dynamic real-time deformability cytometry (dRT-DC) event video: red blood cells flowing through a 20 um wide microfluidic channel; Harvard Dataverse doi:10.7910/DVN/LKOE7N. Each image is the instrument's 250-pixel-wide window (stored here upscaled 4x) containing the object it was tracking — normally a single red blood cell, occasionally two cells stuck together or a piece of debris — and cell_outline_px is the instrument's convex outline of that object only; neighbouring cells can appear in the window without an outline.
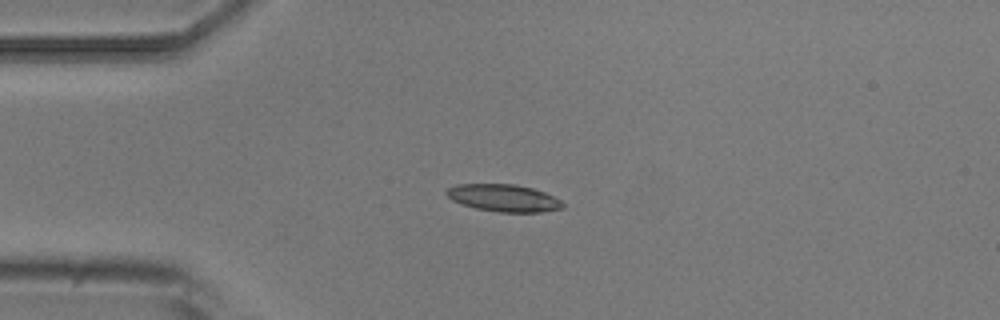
{"species": "common noctule bat (a hibernating species)", "species_latin": "Nyctalus noctula", "temperature_condition": "room temperature", "stored_images_in_passage": 7, "camera_frame_rate_fps": 3000, "um_per_image_px": 0.085, "animal": {"sex": "male", "body_mass_g": 20.5, "forearm_length_mm": 52.5}, "frame": {"image": 1, "passage_image": 3, "time_ms": 2.333, "image_size_px": [1000, 320], "cell_outline_px": [[564, 208], [540, 212], [500, 212], [476, 208], [452, 200], [444, 192], [448, 188], [456, 184], [516, 184], [532, 188], [544, 192], [560, 200], [564, 204]], "centroid_in_image_um": [42.81, 16.82], "position_along_channel_um": 42.2, "area_um2": 18.32}}
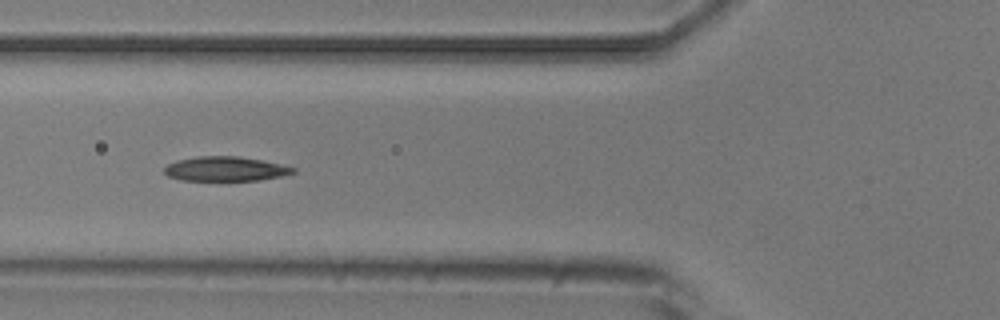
{"frame": {"image": 2, "passage_image": 5, "time_ms": 4.667, "image_size_px": [1000, 320], "cell_outline_px": [[296, 172], [280, 176], [260, 180], [180, 180], [168, 176], [164, 172], [164, 168], [168, 164], [176, 160], [196, 156], [236, 156], [260, 160], [296, 168]], "centroid_in_image_um": [19.11, 14.35], "position_along_channel_um": 106.7, "area_um2": 18.21}}
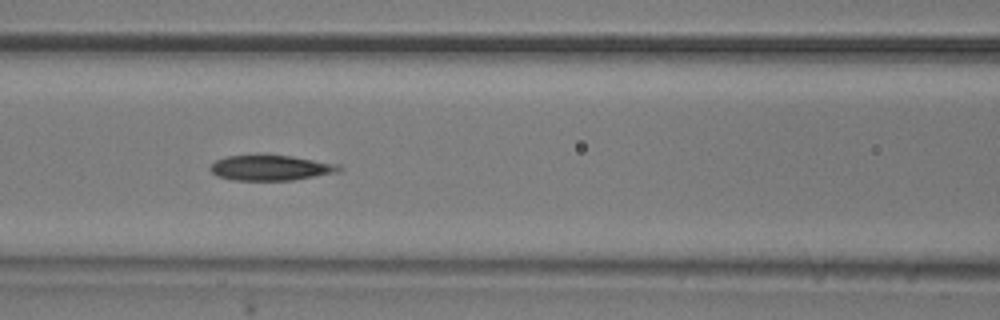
{"frame": {"image": 3, "passage_image": 6, "time_ms": 5.667, "image_size_px": [1000, 320], "cell_outline_px": [[344, 168], [340, 172], [292, 180], [232, 180], [216, 176], [208, 168], [216, 160], [228, 156], [292, 156], [340, 164]], "centroid_in_image_um": [23.06, 14.28], "position_along_channel_um": 143.5, "area_um2": 18.9}}